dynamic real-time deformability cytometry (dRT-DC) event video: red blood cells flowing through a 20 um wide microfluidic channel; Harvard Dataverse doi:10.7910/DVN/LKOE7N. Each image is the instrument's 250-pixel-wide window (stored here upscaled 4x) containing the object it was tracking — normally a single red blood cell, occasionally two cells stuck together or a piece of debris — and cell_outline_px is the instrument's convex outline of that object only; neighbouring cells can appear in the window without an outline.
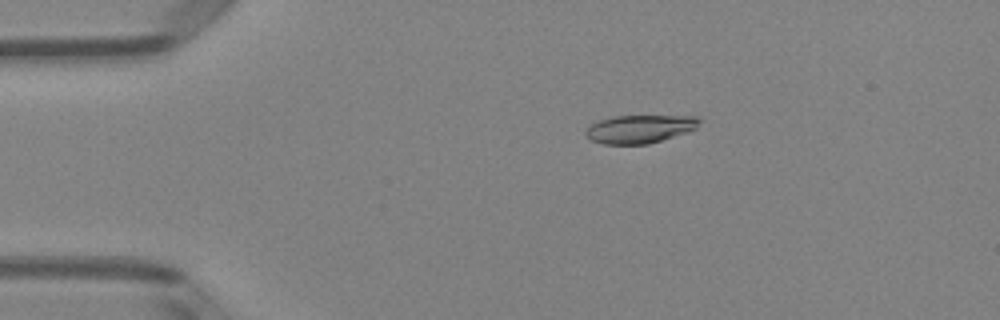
{"species": "Egyptian fruit bat (a non-hibernating species)", "species_latin": "Rousettus aegyptiacus", "temperature_condition": "room temperature", "stored_images_in_passage": 51, "camera_frame_rate_fps": 3000, "um_per_image_px": 0.085, "animal": {"sex": "female"}, "frame": {"image": 1, "passage_image": 10, "time_ms": 3.0, "image_size_px": [1000, 320], "cell_outline_px": [[704, 120], [696, 128], [688, 132], [648, 144], [604, 144], [592, 140], [584, 132], [588, 124], [612, 116], [696, 116]], "centroid_in_image_um": [54.4, 10.95], "position_along_channel_um": 30.6, "area_um2": 18.79}}
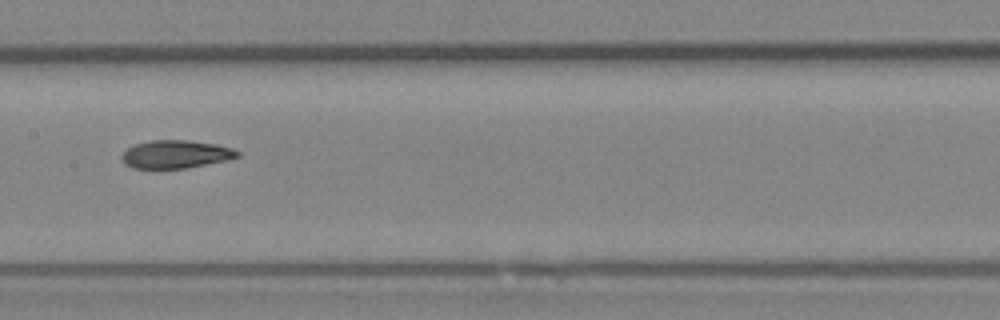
{"frame": {"image": 2, "passage_image": 26, "time_ms": 8.333, "image_size_px": [1000, 320], "cell_outline_px": [[240, 156], [228, 160], [184, 168], [132, 168], [124, 164], [120, 156], [132, 144], [152, 140], [188, 140], [216, 144], [232, 148], [240, 152]], "centroid_in_image_um": [14.92, 13.1], "position_along_channel_um": 192.5, "area_um2": 18.96}}
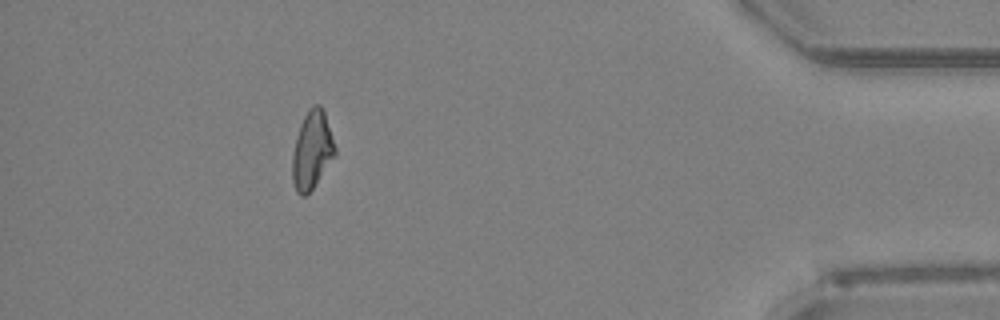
{"frame": {"image": 3, "passage_image": 46, "time_ms": 15.0, "image_size_px": [1000, 320], "cell_outline_px": [[336, 156], [312, 188], [304, 196], [300, 196], [296, 192], [292, 180], [292, 152], [296, 136], [300, 124], [308, 108], [312, 104], [320, 104], [324, 112], [336, 148]], "centroid_in_image_um": [26.51, 12.75], "position_along_channel_um": 408.7, "area_um2": 19.48}, "authors_computed_cell_mechanics": {"area_um2": 19.363, "velocity_mm_per_s": 4.02, "shape_relaxation_time_tau1_ms": 3.1863, "shape_relaxation_time_tau2_ms": 2.3189, "deformation_change_tau1": 0.1408, "deformation_change_tau2": 0.0887}}